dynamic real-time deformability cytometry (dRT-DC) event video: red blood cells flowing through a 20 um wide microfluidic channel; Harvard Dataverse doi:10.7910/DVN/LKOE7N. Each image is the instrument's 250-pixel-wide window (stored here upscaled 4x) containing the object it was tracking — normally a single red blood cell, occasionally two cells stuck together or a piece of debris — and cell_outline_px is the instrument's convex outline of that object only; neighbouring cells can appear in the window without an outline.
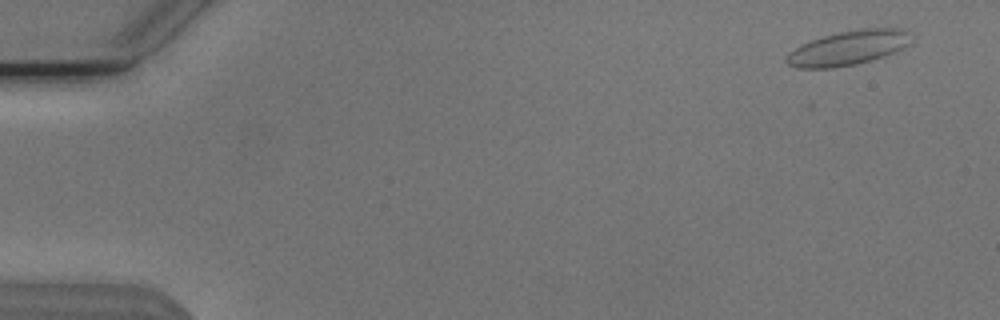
{"species": "Egyptian fruit bat (a non-hibernating species)", "species_latin": "Rousettus aegyptiacus", "temperature_condition": "cold", "stored_images_in_passage": 53, "camera_frame_rate_fps": 3000, "um_per_image_px": 0.085, "animal": {"sex": "male"}, "frame": {"image": 1, "passage_image": 1, "time_ms": 0.0, "image_size_px": [1000, 320], "cell_outline_px": [[908, 44], [892, 52], [856, 64], [832, 68], [800, 68], [788, 64], [784, 60], [788, 52], [812, 40], [824, 36], [840, 32], [860, 28], [904, 28]], "centroid_in_image_um": [72.01, 4.08], "position_along_channel_um": 13.0, "area_um2": 24.22}}
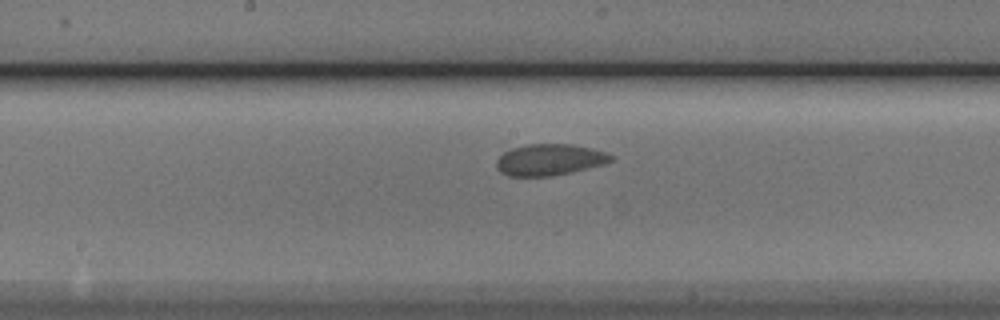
{"frame": {"image": 2, "passage_image": 27, "time_ms": 8.667, "image_size_px": [1000, 320], "cell_outline_px": [[612, 160], [604, 164], [552, 176], [508, 176], [500, 172], [496, 168], [496, 160], [504, 152], [512, 148], [528, 144], [572, 144], [592, 148], [604, 152], [612, 156]], "centroid_in_image_um": [46.67, 13.57], "position_along_channel_um": 201.5, "area_um2": 20.81}}
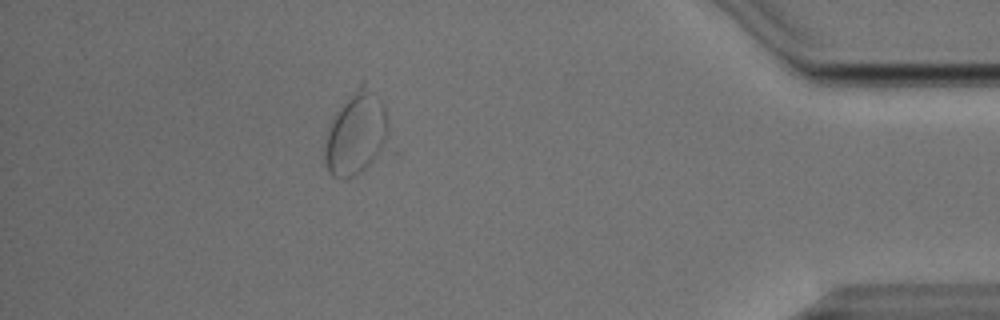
{"frame": {"image": 3, "passage_image": 47, "time_ms": 15.333, "image_size_px": [1000, 320], "cell_outline_px": [[384, 136], [380, 152], [360, 172], [352, 176], [332, 176], [328, 172], [324, 160], [324, 144], [328, 128], [336, 112], [344, 100], [364, 80], [384, 104]], "centroid_in_image_um": [30.17, 11.3], "position_along_channel_um": 405.0, "area_um2": 29.59}, "authors_computed_cell_mechanics": {"area_um2": 22.3108, "velocity_mm_per_s": 3.7227, "shape_relaxation_time_tau1_ms": 3.9492, "shape_relaxation_time_tau2_ms": null, "deformation_change_tau1": 0.0894, "deformation_change_tau2": null}}